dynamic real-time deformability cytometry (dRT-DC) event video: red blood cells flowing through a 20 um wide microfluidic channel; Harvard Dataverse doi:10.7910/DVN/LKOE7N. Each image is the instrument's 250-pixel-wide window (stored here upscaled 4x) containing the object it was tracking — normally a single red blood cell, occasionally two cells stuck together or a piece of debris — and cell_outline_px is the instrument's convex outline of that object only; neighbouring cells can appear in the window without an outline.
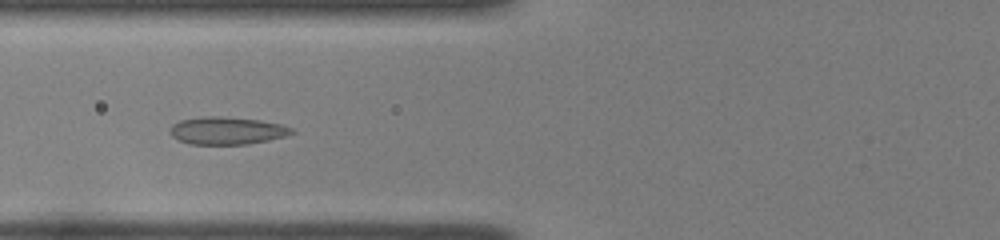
{"species": "common noctule bat (a hibernating species)", "species_latin": "Nyctalus noctula", "temperature_condition": "room temperature", "stored_images_in_passage": 49, "camera_frame_rate_fps": 3000, "um_per_image_px": 0.085, "animal": {"sex": "female", "body_mass_g": 22.0, "forearm_length_mm": 56.7}, "frame": {"image": 1, "passage_image": 20, "time_ms": 6.333, "image_size_px": [1000, 240], "cell_outline_px": [[296, 132], [284, 136], [268, 140], [248, 144], [188, 144], [172, 136], [172, 124], [180, 120], [200, 116], [220, 116], [260, 120], [280, 124], [292, 128]], "centroid_in_image_um": [19.3, 11.1], "position_along_channel_um": 106.5, "area_um2": 19.42}}
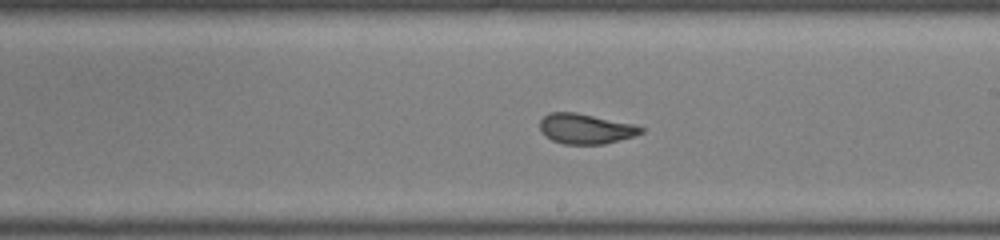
{"frame": {"image": 2, "passage_image": 30, "time_ms": 9.667, "image_size_px": [1000, 240], "cell_outline_px": [[644, 132], [632, 136], [604, 144], [564, 144], [552, 140], [544, 136], [540, 132], [540, 120], [548, 112], [576, 112], [632, 124], [644, 128]], "centroid_in_image_um": [49.72, 10.94], "position_along_channel_um": 239.3, "area_um2": 17.69}}
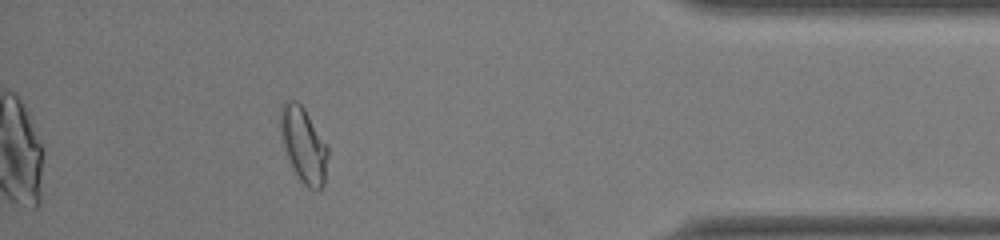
{"frame": {"image": 3, "passage_image": 45, "time_ms": 14.667, "image_size_px": [1000, 240], "cell_outline_px": [[328, 156], [324, 184], [320, 188], [308, 188], [300, 180], [284, 148], [280, 128], [280, 108], [284, 100], [296, 100], [304, 108], [328, 144]], "centroid_in_image_um": [25.82, 12.26], "position_along_channel_um": 409.4, "area_um2": 20.63}}